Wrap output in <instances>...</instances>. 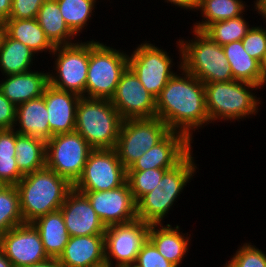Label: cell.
<instances>
[{
  "label": "cell",
  "instance_id": "cell-10",
  "mask_svg": "<svg viewBox=\"0 0 266 267\" xmlns=\"http://www.w3.org/2000/svg\"><path fill=\"white\" fill-rule=\"evenodd\" d=\"M169 132L158 117L123 120L115 146L120 162L128 169Z\"/></svg>",
  "mask_w": 266,
  "mask_h": 267
},
{
  "label": "cell",
  "instance_id": "cell-1",
  "mask_svg": "<svg viewBox=\"0 0 266 267\" xmlns=\"http://www.w3.org/2000/svg\"><path fill=\"white\" fill-rule=\"evenodd\" d=\"M179 58L177 71L156 98V117L161 119L170 131L184 134L192 143L196 132L210 125L206 108L204 84L181 67V46L177 39ZM198 130V131H196Z\"/></svg>",
  "mask_w": 266,
  "mask_h": 267
},
{
  "label": "cell",
  "instance_id": "cell-39",
  "mask_svg": "<svg viewBox=\"0 0 266 267\" xmlns=\"http://www.w3.org/2000/svg\"><path fill=\"white\" fill-rule=\"evenodd\" d=\"M24 175L19 171L15 156H0V182L15 186Z\"/></svg>",
  "mask_w": 266,
  "mask_h": 267
},
{
  "label": "cell",
  "instance_id": "cell-2",
  "mask_svg": "<svg viewBox=\"0 0 266 267\" xmlns=\"http://www.w3.org/2000/svg\"><path fill=\"white\" fill-rule=\"evenodd\" d=\"M19 193L24 223L59 210L73 185L55 171L47 168L24 175L15 185Z\"/></svg>",
  "mask_w": 266,
  "mask_h": 267
},
{
  "label": "cell",
  "instance_id": "cell-50",
  "mask_svg": "<svg viewBox=\"0 0 266 267\" xmlns=\"http://www.w3.org/2000/svg\"><path fill=\"white\" fill-rule=\"evenodd\" d=\"M261 18H262L263 21H264V22H263V23H264L263 25H265V24H266V14H265V15H262ZM265 27H266V25H265Z\"/></svg>",
  "mask_w": 266,
  "mask_h": 267
},
{
  "label": "cell",
  "instance_id": "cell-3",
  "mask_svg": "<svg viewBox=\"0 0 266 267\" xmlns=\"http://www.w3.org/2000/svg\"><path fill=\"white\" fill-rule=\"evenodd\" d=\"M204 86L208 117L213 126L216 122L236 123V120L251 119L260 112L264 103L262 98L255 95L261 88L253 83L233 80L207 83Z\"/></svg>",
  "mask_w": 266,
  "mask_h": 267
},
{
  "label": "cell",
  "instance_id": "cell-38",
  "mask_svg": "<svg viewBox=\"0 0 266 267\" xmlns=\"http://www.w3.org/2000/svg\"><path fill=\"white\" fill-rule=\"evenodd\" d=\"M45 0H12L9 18L33 19L37 18L40 7Z\"/></svg>",
  "mask_w": 266,
  "mask_h": 267
},
{
  "label": "cell",
  "instance_id": "cell-9",
  "mask_svg": "<svg viewBox=\"0 0 266 267\" xmlns=\"http://www.w3.org/2000/svg\"><path fill=\"white\" fill-rule=\"evenodd\" d=\"M173 60L172 54L166 48H161V45L158 47L147 39L137 44L132 52L128 50V66L137 75L142 86L155 98L176 73L173 70L176 67Z\"/></svg>",
  "mask_w": 266,
  "mask_h": 267
},
{
  "label": "cell",
  "instance_id": "cell-49",
  "mask_svg": "<svg viewBox=\"0 0 266 267\" xmlns=\"http://www.w3.org/2000/svg\"><path fill=\"white\" fill-rule=\"evenodd\" d=\"M119 267H139L136 263L124 264Z\"/></svg>",
  "mask_w": 266,
  "mask_h": 267
},
{
  "label": "cell",
  "instance_id": "cell-17",
  "mask_svg": "<svg viewBox=\"0 0 266 267\" xmlns=\"http://www.w3.org/2000/svg\"><path fill=\"white\" fill-rule=\"evenodd\" d=\"M192 142L182 133L170 131L127 170L172 169L192 150Z\"/></svg>",
  "mask_w": 266,
  "mask_h": 267
},
{
  "label": "cell",
  "instance_id": "cell-31",
  "mask_svg": "<svg viewBox=\"0 0 266 267\" xmlns=\"http://www.w3.org/2000/svg\"><path fill=\"white\" fill-rule=\"evenodd\" d=\"M56 1L65 23L76 36H80L87 29L89 22H91L92 17L95 15L93 14L95 13L94 10L98 8L96 6L99 4V0ZM100 2L102 1L100 0Z\"/></svg>",
  "mask_w": 266,
  "mask_h": 267
},
{
  "label": "cell",
  "instance_id": "cell-23",
  "mask_svg": "<svg viewBox=\"0 0 266 267\" xmlns=\"http://www.w3.org/2000/svg\"><path fill=\"white\" fill-rule=\"evenodd\" d=\"M13 129L18 134L37 137L45 142L51 138L48 111L43 95L16 106V121Z\"/></svg>",
  "mask_w": 266,
  "mask_h": 267
},
{
  "label": "cell",
  "instance_id": "cell-12",
  "mask_svg": "<svg viewBox=\"0 0 266 267\" xmlns=\"http://www.w3.org/2000/svg\"><path fill=\"white\" fill-rule=\"evenodd\" d=\"M126 179L127 169L115 149H94L73 187L78 191L112 190L123 185Z\"/></svg>",
  "mask_w": 266,
  "mask_h": 267
},
{
  "label": "cell",
  "instance_id": "cell-11",
  "mask_svg": "<svg viewBox=\"0 0 266 267\" xmlns=\"http://www.w3.org/2000/svg\"><path fill=\"white\" fill-rule=\"evenodd\" d=\"M93 150L77 131L55 135L46 142V167L74 185Z\"/></svg>",
  "mask_w": 266,
  "mask_h": 267
},
{
  "label": "cell",
  "instance_id": "cell-28",
  "mask_svg": "<svg viewBox=\"0 0 266 267\" xmlns=\"http://www.w3.org/2000/svg\"><path fill=\"white\" fill-rule=\"evenodd\" d=\"M248 2L243 0H200L197 12L202 20L193 23L192 28L203 31L209 24L236 18L246 14ZM247 8V9H246Z\"/></svg>",
  "mask_w": 266,
  "mask_h": 267
},
{
  "label": "cell",
  "instance_id": "cell-24",
  "mask_svg": "<svg viewBox=\"0 0 266 267\" xmlns=\"http://www.w3.org/2000/svg\"><path fill=\"white\" fill-rule=\"evenodd\" d=\"M32 224L39 231L47 255L58 258L70 239L61 210L41 216Z\"/></svg>",
  "mask_w": 266,
  "mask_h": 267
},
{
  "label": "cell",
  "instance_id": "cell-13",
  "mask_svg": "<svg viewBox=\"0 0 266 267\" xmlns=\"http://www.w3.org/2000/svg\"><path fill=\"white\" fill-rule=\"evenodd\" d=\"M150 225L141 220L106 227L104 249L106 267L135 263Z\"/></svg>",
  "mask_w": 266,
  "mask_h": 267
},
{
  "label": "cell",
  "instance_id": "cell-51",
  "mask_svg": "<svg viewBox=\"0 0 266 267\" xmlns=\"http://www.w3.org/2000/svg\"><path fill=\"white\" fill-rule=\"evenodd\" d=\"M6 185L0 182V191L5 187Z\"/></svg>",
  "mask_w": 266,
  "mask_h": 267
},
{
  "label": "cell",
  "instance_id": "cell-35",
  "mask_svg": "<svg viewBox=\"0 0 266 267\" xmlns=\"http://www.w3.org/2000/svg\"><path fill=\"white\" fill-rule=\"evenodd\" d=\"M241 245L222 267H266L265 251L259 249L250 241L241 243Z\"/></svg>",
  "mask_w": 266,
  "mask_h": 267
},
{
  "label": "cell",
  "instance_id": "cell-14",
  "mask_svg": "<svg viewBox=\"0 0 266 267\" xmlns=\"http://www.w3.org/2000/svg\"><path fill=\"white\" fill-rule=\"evenodd\" d=\"M110 102L123 120L156 117V98L142 86L129 66L123 72Z\"/></svg>",
  "mask_w": 266,
  "mask_h": 267
},
{
  "label": "cell",
  "instance_id": "cell-41",
  "mask_svg": "<svg viewBox=\"0 0 266 267\" xmlns=\"http://www.w3.org/2000/svg\"><path fill=\"white\" fill-rule=\"evenodd\" d=\"M16 131L14 129L0 130V156H15Z\"/></svg>",
  "mask_w": 266,
  "mask_h": 267
},
{
  "label": "cell",
  "instance_id": "cell-29",
  "mask_svg": "<svg viewBox=\"0 0 266 267\" xmlns=\"http://www.w3.org/2000/svg\"><path fill=\"white\" fill-rule=\"evenodd\" d=\"M231 67L234 80L245 81L261 88L259 61L251 57L245 50L242 40L222 46Z\"/></svg>",
  "mask_w": 266,
  "mask_h": 267
},
{
  "label": "cell",
  "instance_id": "cell-19",
  "mask_svg": "<svg viewBox=\"0 0 266 267\" xmlns=\"http://www.w3.org/2000/svg\"><path fill=\"white\" fill-rule=\"evenodd\" d=\"M51 137L75 131V119L80 95L48 85L43 93Z\"/></svg>",
  "mask_w": 266,
  "mask_h": 267
},
{
  "label": "cell",
  "instance_id": "cell-15",
  "mask_svg": "<svg viewBox=\"0 0 266 267\" xmlns=\"http://www.w3.org/2000/svg\"><path fill=\"white\" fill-rule=\"evenodd\" d=\"M84 193L105 227L127 224L137 220L136 202L129 184L105 191H80Z\"/></svg>",
  "mask_w": 266,
  "mask_h": 267
},
{
  "label": "cell",
  "instance_id": "cell-25",
  "mask_svg": "<svg viewBox=\"0 0 266 267\" xmlns=\"http://www.w3.org/2000/svg\"><path fill=\"white\" fill-rule=\"evenodd\" d=\"M3 23L5 26V34L8 37L20 41L37 55L43 52L51 55L53 52L54 46L47 39L36 18H9Z\"/></svg>",
  "mask_w": 266,
  "mask_h": 267
},
{
  "label": "cell",
  "instance_id": "cell-4",
  "mask_svg": "<svg viewBox=\"0 0 266 267\" xmlns=\"http://www.w3.org/2000/svg\"><path fill=\"white\" fill-rule=\"evenodd\" d=\"M194 155L191 151L178 165L167 170L158 185L136 202L138 220L149 225L165 223L180 194L199 171Z\"/></svg>",
  "mask_w": 266,
  "mask_h": 267
},
{
  "label": "cell",
  "instance_id": "cell-27",
  "mask_svg": "<svg viewBox=\"0 0 266 267\" xmlns=\"http://www.w3.org/2000/svg\"><path fill=\"white\" fill-rule=\"evenodd\" d=\"M36 19L47 39L54 47L69 45L79 41L65 23L56 0H45L39 9Z\"/></svg>",
  "mask_w": 266,
  "mask_h": 267
},
{
  "label": "cell",
  "instance_id": "cell-22",
  "mask_svg": "<svg viewBox=\"0 0 266 267\" xmlns=\"http://www.w3.org/2000/svg\"><path fill=\"white\" fill-rule=\"evenodd\" d=\"M49 85L48 72L33 70L4 76L0 80V91L15 106L39 98Z\"/></svg>",
  "mask_w": 266,
  "mask_h": 267
},
{
  "label": "cell",
  "instance_id": "cell-20",
  "mask_svg": "<svg viewBox=\"0 0 266 267\" xmlns=\"http://www.w3.org/2000/svg\"><path fill=\"white\" fill-rule=\"evenodd\" d=\"M57 259L62 267H106L104 234L70 237Z\"/></svg>",
  "mask_w": 266,
  "mask_h": 267
},
{
  "label": "cell",
  "instance_id": "cell-6",
  "mask_svg": "<svg viewBox=\"0 0 266 267\" xmlns=\"http://www.w3.org/2000/svg\"><path fill=\"white\" fill-rule=\"evenodd\" d=\"M123 119L109 99L81 96L75 131L93 149H115Z\"/></svg>",
  "mask_w": 266,
  "mask_h": 267
},
{
  "label": "cell",
  "instance_id": "cell-47",
  "mask_svg": "<svg viewBox=\"0 0 266 267\" xmlns=\"http://www.w3.org/2000/svg\"><path fill=\"white\" fill-rule=\"evenodd\" d=\"M0 267H13L10 260L5 256L3 251L0 249Z\"/></svg>",
  "mask_w": 266,
  "mask_h": 267
},
{
  "label": "cell",
  "instance_id": "cell-26",
  "mask_svg": "<svg viewBox=\"0 0 266 267\" xmlns=\"http://www.w3.org/2000/svg\"><path fill=\"white\" fill-rule=\"evenodd\" d=\"M37 56L29 47L4 34L0 45V71L2 77L33 70L31 68L34 65L35 67L37 66L35 64L38 61L36 59Z\"/></svg>",
  "mask_w": 266,
  "mask_h": 267
},
{
  "label": "cell",
  "instance_id": "cell-30",
  "mask_svg": "<svg viewBox=\"0 0 266 267\" xmlns=\"http://www.w3.org/2000/svg\"><path fill=\"white\" fill-rule=\"evenodd\" d=\"M15 150L17 167L23 175L46 166V142L44 140L16 132Z\"/></svg>",
  "mask_w": 266,
  "mask_h": 267
},
{
  "label": "cell",
  "instance_id": "cell-45",
  "mask_svg": "<svg viewBox=\"0 0 266 267\" xmlns=\"http://www.w3.org/2000/svg\"><path fill=\"white\" fill-rule=\"evenodd\" d=\"M251 11H256L259 16L266 14V0H254ZM254 5V6H253Z\"/></svg>",
  "mask_w": 266,
  "mask_h": 267
},
{
  "label": "cell",
  "instance_id": "cell-21",
  "mask_svg": "<svg viewBox=\"0 0 266 267\" xmlns=\"http://www.w3.org/2000/svg\"><path fill=\"white\" fill-rule=\"evenodd\" d=\"M173 226L170 223L151 224L148 230V239L163 257L176 267H180L189 253L192 238L191 234H188L189 232L181 231L180 225Z\"/></svg>",
  "mask_w": 266,
  "mask_h": 267
},
{
  "label": "cell",
  "instance_id": "cell-8",
  "mask_svg": "<svg viewBox=\"0 0 266 267\" xmlns=\"http://www.w3.org/2000/svg\"><path fill=\"white\" fill-rule=\"evenodd\" d=\"M50 56L53 70L48 68L49 85L85 96V85L89 66V40L56 46ZM52 71V72H51Z\"/></svg>",
  "mask_w": 266,
  "mask_h": 267
},
{
  "label": "cell",
  "instance_id": "cell-46",
  "mask_svg": "<svg viewBox=\"0 0 266 267\" xmlns=\"http://www.w3.org/2000/svg\"><path fill=\"white\" fill-rule=\"evenodd\" d=\"M260 64V73H261V89L266 87V53L263 55Z\"/></svg>",
  "mask_w": 266,
  "mask_h": 267
},
{
  "label": "cell",
  "instance_id": "cell-36",
  "mask_svg": "<svg viewBox=\"0 0 266 267\" xmlns=\"http://www.w3.org/2000/svg\"><path fill=\"white\" fill-rule=\"evenodd\" d=\"M244 50L253 58L261 61L266 53V28L261 25H252L242 39Z\"/></svg>",
  "mask_w": 266,
  "mask_h": 267
},
{
  "label": "cell",
  "instance_id": "cell-42",
  "mask_svg": "<svg viewBox=\"0 0 266 267\" xmlns=\"http://www.w3.org/2000/svg\"><path fill=\"white\" fill-rule=\"evenodd\" d=\"M164 2L167 4H171L172 6H175L177 8H180L179 10H186V11H194L197 13L198 7H199V3L200 0H164Z\"/></svg>",
  "mask_w": 266,
  "mask_h": 267
},
{
  "label": "cell",
  "instance_id": "cell-5",
  "mask_svg": "<svg viewBox=\"0 0 266 267\" xmlns=\"http://www.w3.org/2000/svg\"><path fill=\"white\" fill-rule=\"evenodd\" d=\"M192 38L179 37L181 67L203 84L233 81L231 67L221 45L203 31L191 27ZM188 39V40H187Z\"/></svg>",
  "mask_w": 266,
  "mask_h": 267
},
{
  "label": "cell",
  "instance_id": "cell-40",
  "mask_svg": "<svg viewBox=\"0 0 266 267\" xmlns=\"http://www.w3.org/2000/svg\"><path fill=\"white\" fill-rule=\"evenodd\" d=\"M16 121V106L0 91V130L13 129Z\"/></svg>",
  "mask_w": 266,
  "mask_h": 267
},
{
  "label": "cell",
  "instance_id": "cell-32",
  "mask_svg": "<svg viewBox=\"0 0 266 267\" xmlns=\"http://www.w3.org/2000/svg\"><path fill=\"white\" fill-rule=\"evenodd\" d=\"M244 15L209 24L203 32L219 45L224 46L234 41H240L252 27Z\"/></svg>",
  "mask_w": 266,
  "mask_h": 267
},
{
  "label": "cell",
  "instance_id": "cell-48",
  "mask_svg": "<svg viewBox=\"0 0 266 267\" xmlns=\"http://www.w3.org/2000/svg\"><path fill=\"white\" fill-rule=\"evenodd\" d=\"M4 34H5V26H4L3 21H0V45H1Z\"/></svg>",
  "mask_w": 266,
  "mask_h": 267
},
{
  "label": "cell",
  "instance_id": "cell-37",
  "mask_svg": "<svg viewBox=\"0 0 266 267\" xmlns=\"http://www.w3.org/2000/svg\"><path fill=\"white\" fill-rule=\"evenodd\" d=\"M135 263L139 267H176L158 252L149 239L141 246Z\"/></svg>",
  "mask_w": 266,
  "mask_h": 267
},
{
  "label": "cell",
  "instance_id": "cell-18",
  "mask_svg": "<svg viewBox=\"0 0 266 267\" xmlns=\"http://www.w3.org/2000/svg\"><path fill=\"white\" fill-rule=\"evenodd\" d=\"M60 210L70 237L105 234L106 227L87 196L74 187L68 192Z\"/></svg>",
  "mask_w": 266,
  "mask_h": 267
},
{
  "label": "cell",
  "instance_id": "cell-44",
  "mask_svg": "<svg viewBox=\"0 0 266 267\" xmlns=\"http://www.w3.org/2000/svg\"><path fill=\"white\" fill-rule=\"evenodd\" d=\"M23 267H62L57 258H49L37 264L26 265Z\"/></svg>",
  "mask_w": 266,
  "mask_h": 267
},
{
  "label": "cell",
  "instance_id": "cell-7",
  "mask_svg": "<svg viewBox=\"0 0 266 267\" xmlns=\"http://www.w3.org/2000/svg\"><path fill=\"white\" fill-rule=\"evenodd\" d=\"M126 51L90 38L85 97L111 99L128 67Z\"/></svg>",
  "mask_w": 266,
  "mask_h": 267
},
{
  "label": "cell",
  "instance_id": "cell-43",
  "mask_svg": "<svg viewBox=\"0 0 266 267\" xmlns=\"http://www.w3.org/2000/svg\"><path fill=\"white\" fill-rule=\"evenodd\" d=\"M12 7V0H0V21L9 19Z\"/></svg>",
  "mask_w": 266,
  "mask_h": 267
},
{
  "label": "cell",
  "instance_id": "cell-33",
  "mask_svg": "<svg viewBox=\"0 0 266 267\" xmlns=\"http://www.w3.org/2000/svg\"><path fill=\"white\" fill-rule=\"evenodd\" d=\"M24 224L16 186H5L0 191V235Z\"/></svg>",
  "mask_w": 266,
  "mask_h": 267
},
{
  "label": "cell",
  "instance_id": "cell-16",
  "mask_svg": "<svg viewBox=\"0 0 266 267\" xmlns=\"http://www.w3.org/2000/svg\"><path fill=\"white\" fill-rule=\"evenodd\" d=\"M0 249L13 267L43 262L50 257L45 252L39 231L32 223H24L0 235Z\"/></svg>",
  "mask_w": 266,
  "mask_h": 267
},
{
  "label": "cell",
  "instance_id": "cell-34",
  "mask_svg": "<svg viewBox=\"0 0 266 267\" xmlns=\"http://www.w3.org/2000/svg\"><path fill=\"white\" fill-rule=\"evenodd\" d=\"M169 169L127 170L126 181L132 196L137 202L143 195L151 192Z\"/></svg>",
  "mask_w": 266,
  "mask_h": 267
}]
</instances>
